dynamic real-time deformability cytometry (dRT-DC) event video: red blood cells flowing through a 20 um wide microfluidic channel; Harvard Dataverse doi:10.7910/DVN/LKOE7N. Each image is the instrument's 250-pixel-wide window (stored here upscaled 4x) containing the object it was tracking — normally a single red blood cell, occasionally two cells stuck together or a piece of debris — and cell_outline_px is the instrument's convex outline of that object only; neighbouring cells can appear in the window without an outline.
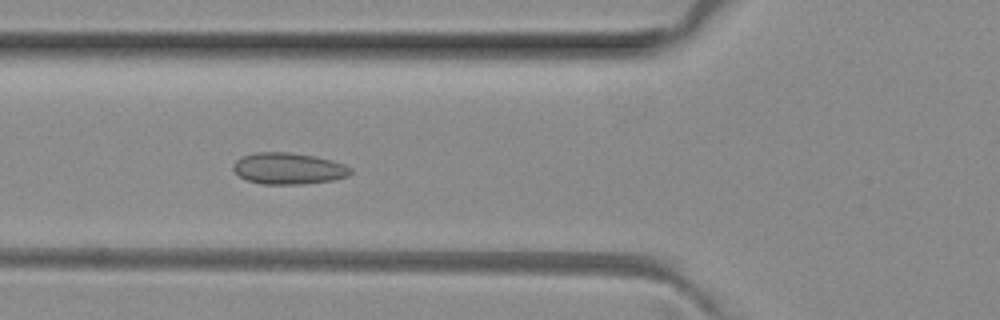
{"species": "common noctule bat (a hibernating species)", "species_latin": "Nyctalus noctula", "temperature_condition": "room temperature", "stored_images_in_passage": 50, "camera_frame_rate_fps": 3000, "um_per_image_px": 0.085, "animal": {"sex": "female", "body_mass_g": 29.2, "forearm_length_mm": 56.3}, "frame": {"image": 1, "passage_image": 18, "time_ms": 5.667, "image_size_px": [1000, 320], "cell_outline_px": [[352, 172], [348, 176], [336, 180], [304, 184], [260, 184], [248, 180], [240, 176], [232, 168], [232, 164], [240, 156], [256, 152], [288, 152], [316, 156], [332, 160], [344, 164], [352, 168]], "centroid_in_image_um": [24.53, 14.32], "position_along_channel_um": 101.3, "area_um2": 21.79}}
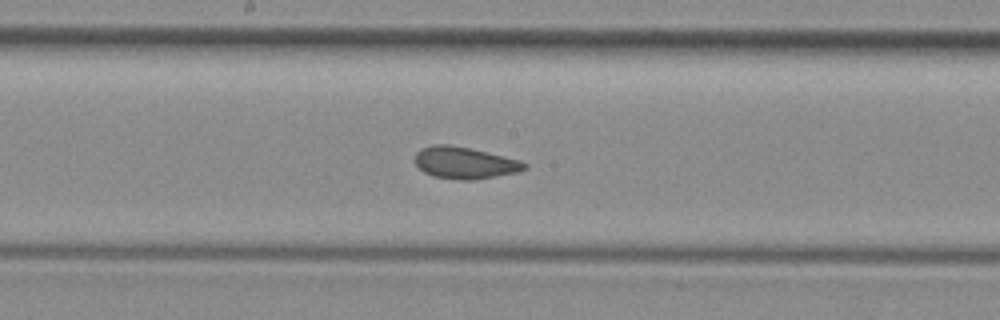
{"frame": {"image": 2, "passage_image": 26, "time_ms": 8.333, "image_size_px": [1000, 320], "cell_outline_px": [[528, 168], [516, 172], [476, 180], [460, 180], [432, 176], [424, 172], [416, 164], [416, 152], [420, 148], [436, 144], [448, 144], [468, 148], [504, 156], [520, 160], [528, 164]], "centroid_in_image_um": [39.5, 13.84], "position_along_channel_um": 208.7, "area_um2": 20.23}}
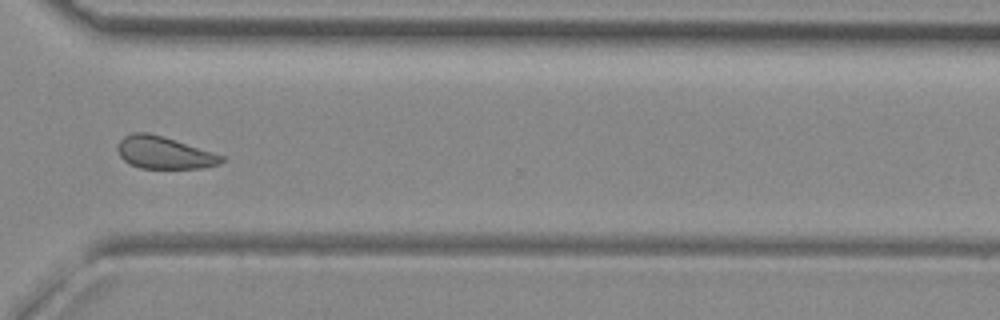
{"frame": {"image": 3, "passage_image": 37, "time_ms": 12.0, "image_size_px": [1000, 320], "cell_outline_px": [[224, 160], [220, 164], [204, 168], [140, 168], [128, 164], [120, 156], [116, 148], [120, 140], [124, 136], [132, 132], [148, 132], [164, 136], [224, 156]], "centroid_in_image_um": [13.92, 12.97], "position_along_channel_um": 356.7, "area_um2": 19.65}, "authors_computed_cell_mechanics": {"area_um2": 20.6346, "velocity_mm_per_s": 4.0213, "shape_relaxation_time_tau1_ms": null, "shape_relaxation_time_tau2_ms": 1.6913, "deformation_change_tau1": null, "deformation_change_tau2": 0.0761}}